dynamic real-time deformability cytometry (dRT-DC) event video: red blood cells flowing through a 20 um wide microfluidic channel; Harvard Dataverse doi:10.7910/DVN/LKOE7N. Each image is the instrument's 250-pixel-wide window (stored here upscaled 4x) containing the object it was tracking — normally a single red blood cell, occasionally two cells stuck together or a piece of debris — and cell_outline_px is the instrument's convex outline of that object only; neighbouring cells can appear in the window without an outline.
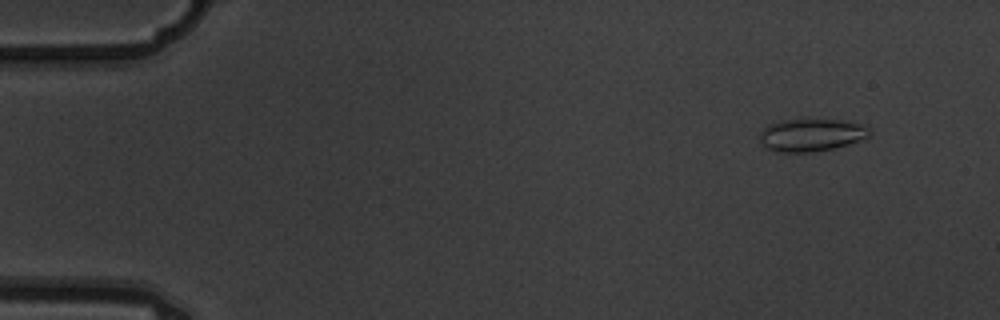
{"species": "common noctule bat (a hibernating species)", "species_latin": "Nyctalus noctula", "temperature_condition": "warm", "stored_images_in_passage": 6, "camera_frame_rate_fps": 3000, "um_per_image_px": 0.085, "animal": {"sex": "male", "body_mass_g": 19.5, "forearm_length_mm": 54.6}, "frame": {"image": 1, "passage_image": 2, "time_ms": 0.333, "image_size_px": [1000, 320], "cell_outline_px": [[872, 132], [868, 136], [860, 140], [848, 144], [832, 148], [812, 152], [776, 152], [764, 148], [760, 140], [760, 132], [768, 124], [780, 120], [804, 116], [840, 120], [860, 124], [872, 128]], "centroid_in_image_um": [68.92, 11.42], "position_along_channel_um": 16.1, "area_um2": 21.73}}
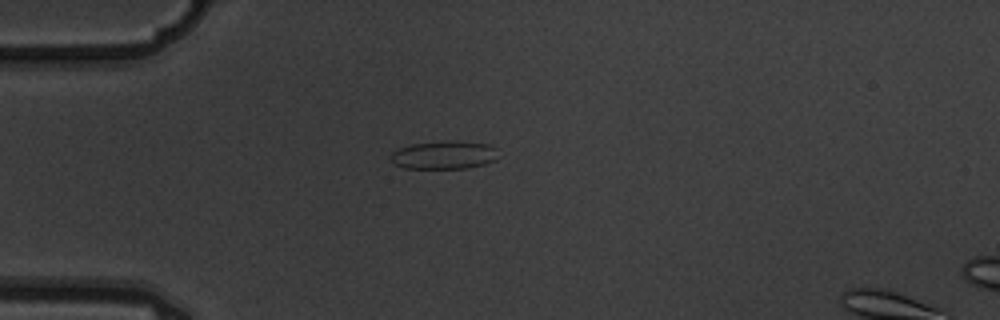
{"frame": {"image": 2, "passage_image": 5, "time_ms": 1.333, "image_size_px": [1000, 320], "cell_outline_px": [[496, 160], [484, 164], [464, 168], [404, 168], [396, 164], [392, 160], [392, 152], [400, 148], [412, 144], [452, 140], [488, 144], [496, 148]], "centroid_in_image_um": [37.77, 13.17], "position_along_channel_um": 47.2, "area_um2": 17.4}}